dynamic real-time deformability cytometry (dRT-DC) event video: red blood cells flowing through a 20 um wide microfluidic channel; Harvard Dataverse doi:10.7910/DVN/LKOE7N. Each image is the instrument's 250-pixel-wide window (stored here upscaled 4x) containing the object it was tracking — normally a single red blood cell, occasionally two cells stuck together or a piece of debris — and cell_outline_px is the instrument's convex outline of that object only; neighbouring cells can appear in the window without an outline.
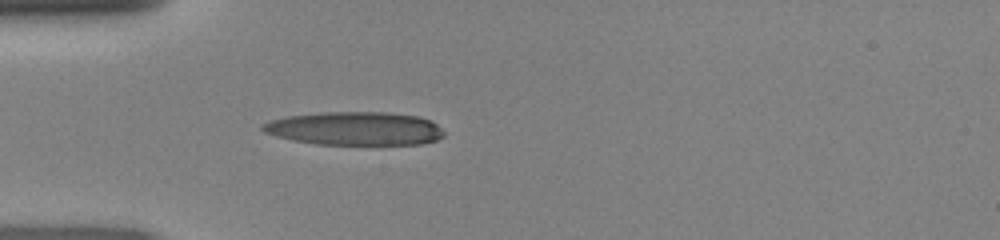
{"species": "human", "species_latin": "Homo sapiens", "temperature_condition": "room temperature", "stored_images_in_passage": 5, "camera_frame_rate_fps": 3000, "um_per_image_px": 0.085, "donor": {"sex": "female"}, "frame": {"image": 1, "passage_image": 1, "time_ms": 0.0, "image_size_px": [1000, 240], "cell_outline_px": [[444, 136], [436, 140], [420, 144], [316, 144], [292, 140], [276, 136], [264, 132], [260, 128], [260, 124], [268, 120], [288, 116], [324, 112], [384, 112], [416, 116], [428, 120], [436, 124], [444, 132]], "centroid_in_image_um": [30.11, 10.92], "position_along_channel_um": 54.9, "area_um2": 35.2}}
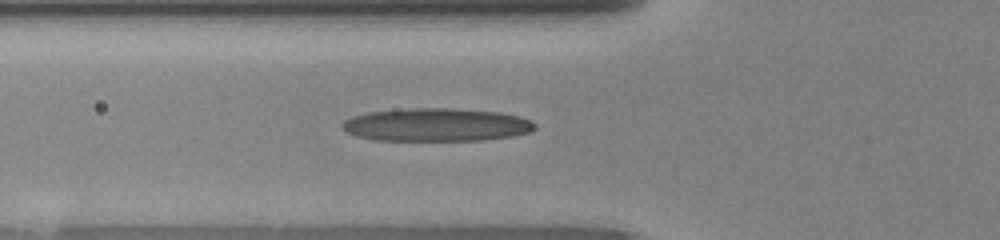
{"frame": {"image": 2, "passage_image": 4, "time_ms": 1.0, "image_size_px": [1000, 240], "cell_outline_px": [[536, 128], [528, 132], [512, 136], [484, 140], [376, 140], [356, 136], [340, 128], [340, 124], [344, 120], [352, 116], [368, 112], [408, 108], [452, 108], [500, 112], [520, 116], [532, 120], [536, 124]], "centroid_in_image_um": [37.08, 10.6], "position_along_channel_um": 88.7, "area_um2": 37.34}}